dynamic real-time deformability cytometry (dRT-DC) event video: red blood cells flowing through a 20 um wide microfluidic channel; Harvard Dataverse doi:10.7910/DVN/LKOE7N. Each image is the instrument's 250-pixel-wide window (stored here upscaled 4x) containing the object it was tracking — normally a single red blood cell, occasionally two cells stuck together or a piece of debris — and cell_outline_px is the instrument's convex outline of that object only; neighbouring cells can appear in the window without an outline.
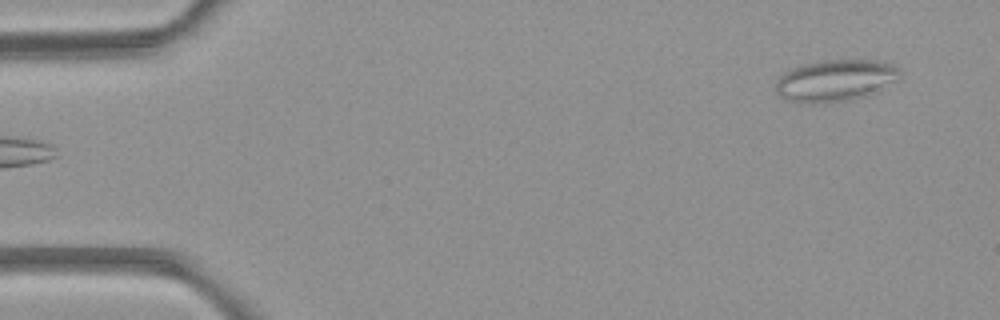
{"species": "common noctule bat (a hibernating species)", "species_latin": "Nyctalus noctula", "temperature_condition": "room temperature", "stored_images_in_passage": 2, "camera_frame_rate_fps": 3000, "um_per_image_px": 0.085, "animal": {"sex": "female", "body_mass_g": 21.9}, "frame": {"image": 1, "passage_image": 2, "time_ms": 1.0, "image_size_px": [1000, 320], "cell_outline_px": [[900, 76], [896, 80], [880, 92], [868, 96], [848, 100], [824, 104], [812, 104], [788, 100], [780, 96], [776, 92], [776, 80], [784, 72], [792, 68], [804, 64], [820, 60], [880, 60], [892, 64], [900, 68]], "centroid_in_image_um": [71.04, 6.85], "position_along_channel_um": 14.0, "area_um2": 30.75}}